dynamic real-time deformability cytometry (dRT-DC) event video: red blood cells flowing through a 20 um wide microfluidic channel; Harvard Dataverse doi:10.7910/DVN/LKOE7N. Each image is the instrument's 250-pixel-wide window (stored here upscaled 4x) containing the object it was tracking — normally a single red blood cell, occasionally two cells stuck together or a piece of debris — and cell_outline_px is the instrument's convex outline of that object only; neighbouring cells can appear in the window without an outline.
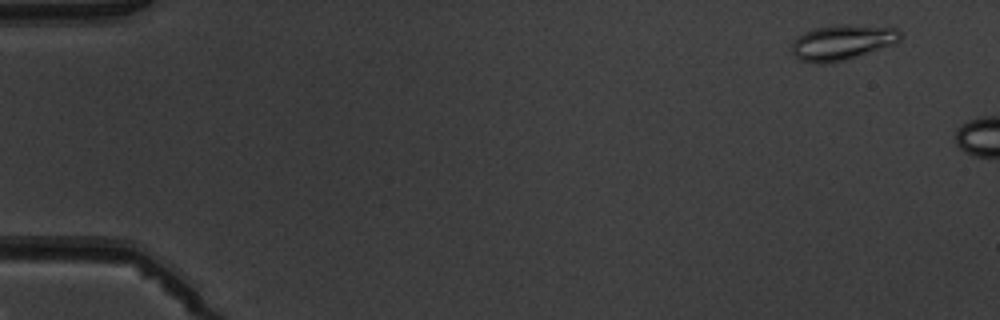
{"species": "common noctule bat (a hibernating species)", "species_latin": "Nyctalus noctula", "temperature_condition": "warm", "stored_images_in_passage": 3, "camera_frame_rate_fps": 3000, "um_per_image_px": 0.085, "animal": {"sex": "male", "body_mass_g": 19.5, "forearm_length_mm": 54.6}, "frame": {"image": 1, "passage_image": 1, "time_ms": 0.0, "image_size_px": [1000, 320], "cell_outline_px": [[904, 36], [896, 44], [832, 64], [816, 64], [800, 60], [792, 52], [792, 40], [796, 36], [804, 32], [816, 28], [840, 24], [844, 24], [896, 28]], "centroid_in_image_um": [71.59, 3.61], "position_along_channel_um": 13.4, "area_um2": 22.6}}